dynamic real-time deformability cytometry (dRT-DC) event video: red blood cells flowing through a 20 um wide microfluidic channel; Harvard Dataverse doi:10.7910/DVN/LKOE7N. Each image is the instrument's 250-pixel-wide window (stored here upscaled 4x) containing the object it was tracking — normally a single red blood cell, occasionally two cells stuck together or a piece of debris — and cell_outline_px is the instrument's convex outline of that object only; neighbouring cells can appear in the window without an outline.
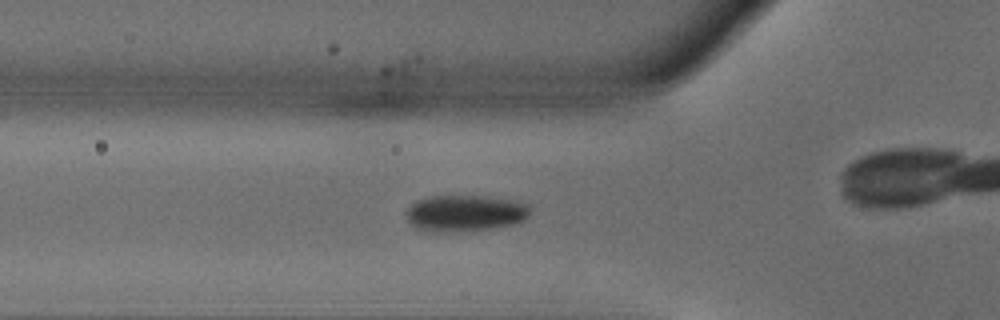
{"species": "common noctule bat (a hibernating species)", "species_latin": "Nyctalus noctula", "temperature_condition": "warm", "stored_images_in_passage": 40, "camera_frame_rate_fps": 3000, "um_per_image_px": 0.085, "animal": {"sex": "male", "body_mass_g": 18.8}, "frame": {"image": 1, "passage_image": 15, "time_ms": 4.667, "image_size_px": [1000, 320], "cell_outline_px": [[528, 216], [524, 220], [512, 224], [488, 228], [452, 232], [428, 232], [416, 228], [408, 220], [404, 212], [416, 200], [428, 196], [488, 196], [520, 200], [528, 204]], "centroid_in_image_um": [39.5, 18.1], "position_along_channel_um": 86.3, "area_um2": 26.47}}
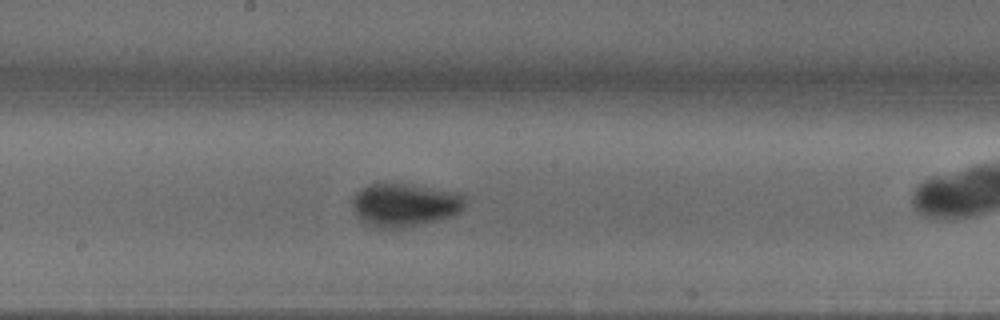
{"frame": {"image": 2, "passage_image": 25, "time_ms": 8.0, "image_size_px": [1000, 320], "cell_outline_px": [[464, 208], [460, 212], [448, 216], [400, 228], [372, 228], [360, 220], [356, 216], [352, 208], [352, 196], [356, 192], [368, 184], [384, 180], [412, 184], [456, 192], [464, 196]], "centroid_in_image_um": [34.29, 17.36], "position_along_channel_um": 213.9, "area_um2": 28.84}}
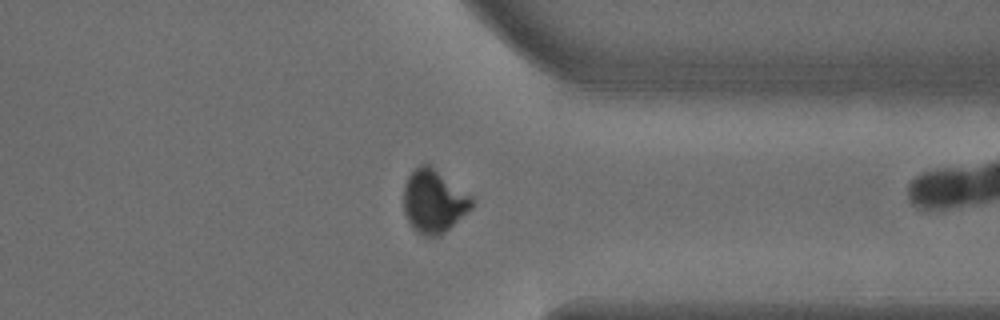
{"frame": {"image": 3, "passage_image": 38, "time_ms": 12.333, "image_size_px": [1000, 320], "cell_outline_px": [[476, 204], [468, 212], [440, 236], [424, 236], [416, 232], [412, 228], [404, 212], [404, 184], [408, 176], [420, 164], [432, 164], [472, 196]], "centroid_in_image_um": [36.9, 17.09], "position_along_channel_um": 374.5, "area_um2": 25.55}}